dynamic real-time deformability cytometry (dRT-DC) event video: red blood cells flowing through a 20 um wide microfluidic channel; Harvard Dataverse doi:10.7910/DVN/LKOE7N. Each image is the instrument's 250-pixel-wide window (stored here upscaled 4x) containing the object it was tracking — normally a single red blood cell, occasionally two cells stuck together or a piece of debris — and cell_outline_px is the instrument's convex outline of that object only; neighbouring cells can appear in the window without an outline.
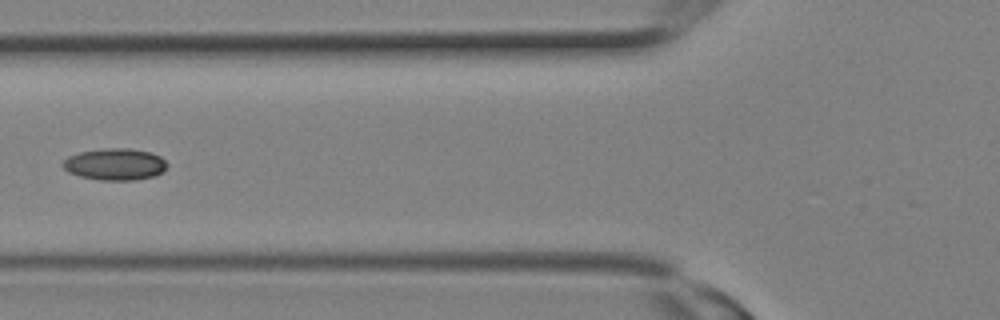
{"species": "Egyptian fruit bat (a non-hibernating species)", "species_latin": "Rousettus aegyptiacus", "temperature_condition": "room temperature", "stored_images_in_passage": 14, "camera_frame_rate_fps": 3000, "um_per_image_px": 0.085, "animal": {"sex": "female"}, "frame": {"image": 1, "passage_image": 10, "time_ms": 3.0, "image_size_px": [1000, 320], "cell_outline_px": [[168, 164], [156, 176], [132, 180], [100, 180], [80, 176], [68, 172], [60, 164], [68, 156], [80, 152], [108, 148], [128, 148], [152, 152], [160, 156]], "centroid_in_image_um": [9.76, 13.96], "position_along_channel_um": 116.0, "area_um2": 19.25}}
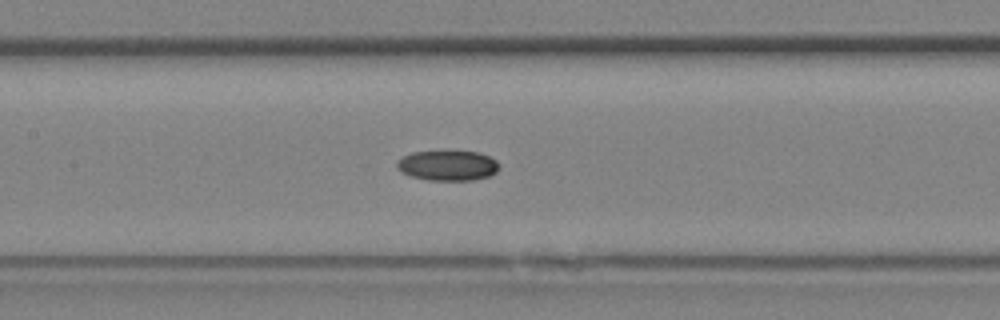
{"frame": {"image": 2, "passage_image": 12, "time_ms": 3.667, "image_size_px": [1000, 320], "cell_outline_px": [[500, 164], [496, 172], [488, 176], [472, 180], [428, 180], [412, 176], [400, 172], [396, 168], [396, 164], [404, 156], [412, 152], [476, 152], [488, 156], [496, 160]], "centroid_in_image_um": [38.05, 14.08], "position_along_channel_um": 169.3, "area_um2": 17.69}}